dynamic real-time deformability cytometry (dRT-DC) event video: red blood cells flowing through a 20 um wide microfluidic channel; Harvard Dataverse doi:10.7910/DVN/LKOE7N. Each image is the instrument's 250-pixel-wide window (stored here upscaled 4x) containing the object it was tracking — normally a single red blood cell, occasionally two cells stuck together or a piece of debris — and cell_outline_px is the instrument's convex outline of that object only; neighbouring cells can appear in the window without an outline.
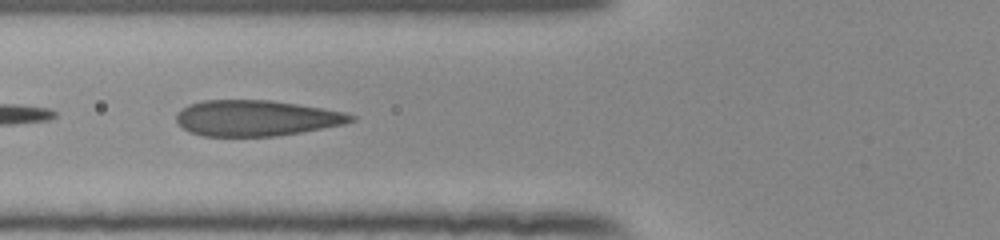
{"species": "human", "species_latin": "Homo sapiens", "temperature_condition": "room temperature", "stored_images_in_passage": 40, "camera_frame_rate_fps": 3000, "um_per_image_px": 0.085, "donor": {"sex": "female"}, "frame": {"image": 1, "passage_image": 9, "time_ms": 2.667, "image_size_px": [1000, 240], "cell_outline_px": [[356, 120], [344, 124], [300, 132], [276, 136], [204, 136], [188, 132], [176, 120], [176, 112], [188, 104], [204, 100], [268, 100], [296, 104], [344, 112], [356, 116]], "centroid_in_image_um": [21.75, 10.04], "position_along_channel_um": 104.1, "area_um2": 36.3}}
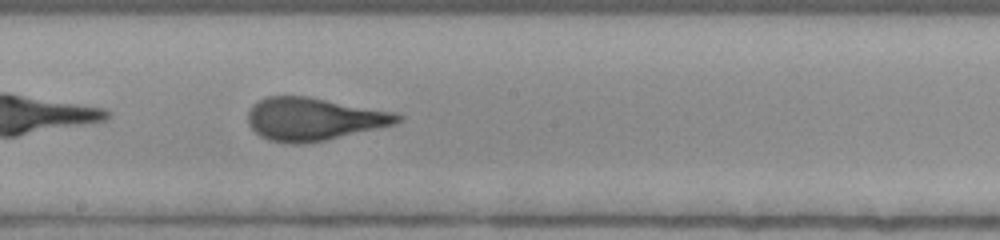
{"frame": {"image": 2, "passage_image": 18, "time_ms": 5.667, "image_size_px": [1000, 240], "cell_outline_px": [[404, 120], [396, 124], [324, 140], [304, 144], [292, 144], [268, 140], [260, 136], [248, 124], [248, 112], [252, 104], [268, 96], [308, 96], [396, 112], [404, 116]], "centroid_in_image_um": [26.68, 10.11], "position_along_channel_um": 221.5, "area_um2": 37.45}}
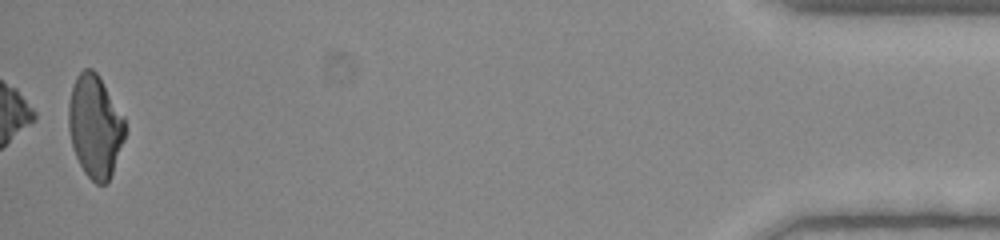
{"frame": {"image": 3, "passage_image": 40, "time_ms": 13.0, "image_size_px": [1000, 240], "cell_outline_px": [[124, 140], [112, 172], [108, 180], [104, 184], [96, 184], [84, 172], [72, 148], [68, 128], [68, 104], [72, 88], [76, 76], [84, 68], [92, 68], [96, 72], [124, 116]], "centroid_in_image_um": [8.05, 10.72], "position_along_channel_um": 427.1, "area_um2": 33.52}, "authors_computed_cell_mechanics": {"area_um2": 36.6741, "velocity_mm_per_s": 3.9315, "shape_relaxation_time_tau1_ms": 6.8116, "shape_relaxation_time_tau2_ms": null, "deformation_change_tau1": 0.2222, "deformation_change_tau2": null}}